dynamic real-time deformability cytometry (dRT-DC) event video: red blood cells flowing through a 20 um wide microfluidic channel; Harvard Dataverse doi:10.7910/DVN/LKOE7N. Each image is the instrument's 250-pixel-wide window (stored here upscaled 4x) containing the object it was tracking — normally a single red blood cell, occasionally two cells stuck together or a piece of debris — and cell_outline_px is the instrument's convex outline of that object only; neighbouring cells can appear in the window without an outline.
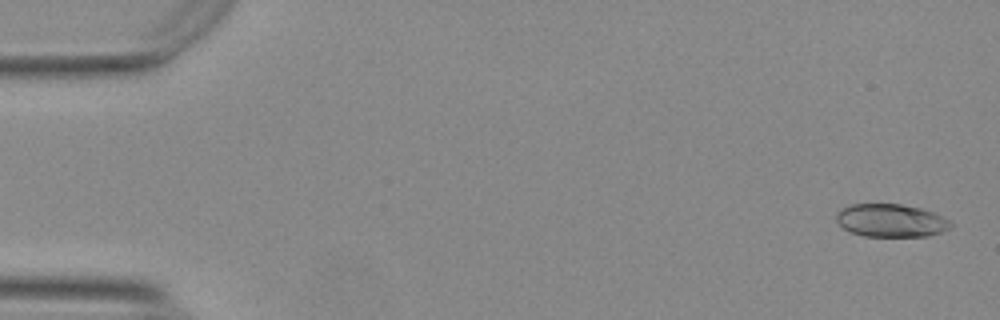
{"species": "Egyptian fruit bat (a non-hibernating species)", "species_latin": "Rousettus aegyptiacus", "temperature_condition": "warm", "stored_images_in_passage": 55, "camera_frame_rate_fps": 3000, "um_per_image_px": 0.085, "animal": {"sex": "female"}, "frame": {"image": 1, "passage_image": 2, "time_ms": 0.333, "image_size_px": [1000, 320], "cell_outline_px": [[952, 224], [948, 228], [940, 232], [928, 236], [864, 236], [852, 232], [844, 228], [836, 220], [836, 212], [840, 208], [852, 204], [900, 204], [920, 208], [932, 212], [948, 220]], "centroid_in_image_um": [75.68, 18.73], "position_along_channel_um": 9.3, "area_um2": 21.73}}
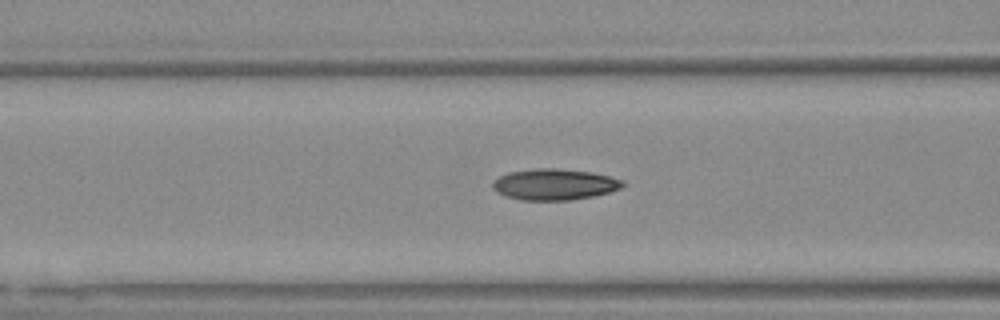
{"frame": {"image": 2, "passage_image": 22, "time_ms": 7.0, "image_size_px": [1000, 320], "cell_outline_px": [[624, 184], [620, 188], [608, 192], [592, 196], [568, 200], [520, 200], [496, 192], [492, 188], [492, 184], [500, 176], [508, 172], [536, 168], [556, 168], [592, 172], [624, 180]], "centroid_in_image_um": [47.11, 15.66], "position_along_channel_um": 119.5, "area_um2": 23.41}}
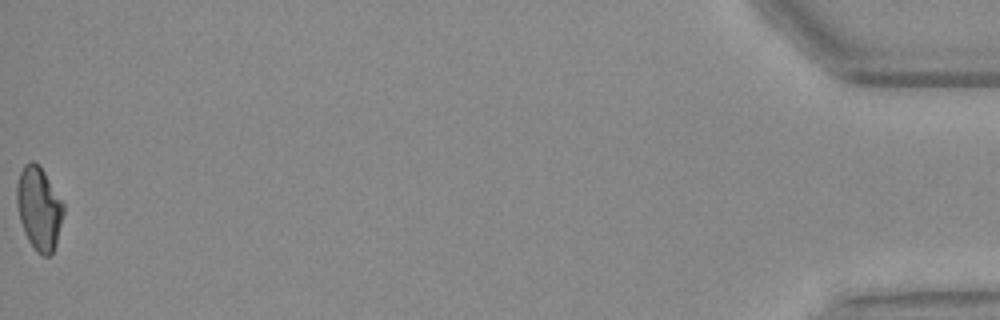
{"frame": {"image": 3, "passage_image": 55, "time_ms": 18.0, "image_size_px": [1000, 320], "cell_outline_px": [[64, 212], [56, 244], [52, 252], [48, 256], [40, 256], [36, 252], [28, 240], [24, 232], [20, 220], [16, 204], [16, 184], [20, 172], [24, 164], [28, 160], [32, 160], [44, 172], [64, 204]], "centroid_in_image_um": [3.3, 17.72], "position_along_channel_um": 431.9, "area_um2": 22.66}, "authors_computed_cell_mechanics": {"area_um2": 22.4842, "velocity_mm_per_s": 3.7608, "shape_relaxation_time_tau1_ms": null, "shape_relaxation_time_tau2_ms": 2.2684, "deformation_change_tau1": null, "deformation_change_tau2": 0.0787}}